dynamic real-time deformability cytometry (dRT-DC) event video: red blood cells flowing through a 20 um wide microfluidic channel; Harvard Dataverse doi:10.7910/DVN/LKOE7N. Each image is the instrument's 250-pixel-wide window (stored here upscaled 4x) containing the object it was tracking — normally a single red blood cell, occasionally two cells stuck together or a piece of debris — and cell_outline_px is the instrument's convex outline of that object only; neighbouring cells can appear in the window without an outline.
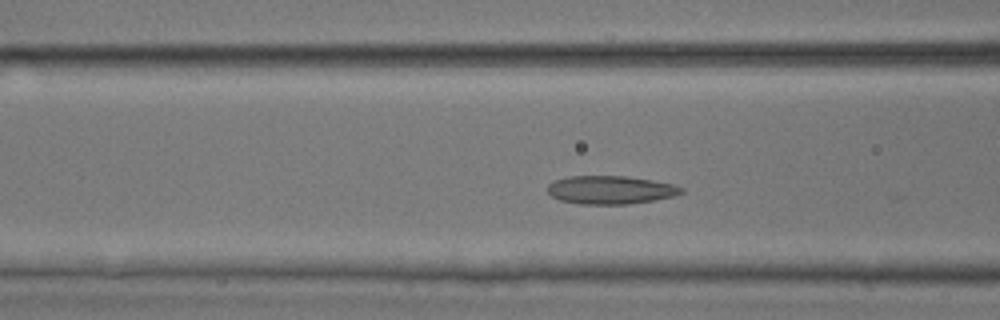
{"species": "common noctule bat (a hibernating species)", "species_latin": "Nyctalus noctula", "temperature_condition": "room temperature", "stored_images_in_passage": 33, "camera_frame_rate_fps": 3000, "um_per_image_px": 0.085, "animal": {"sex": "male", "body_mass_g": 17.9, "forearm_length_mm": 54.2}, "frame": {"image": 1, "passage_image": 13, "time_ms": 4.0, "image_size_px": [1000, 320], "cell_outline_px": [[684, 192], [676, 196], [628, 204], [580, 204], [560, 200], [552, 196], [548, 192], [548, 184], [556, 180], [568, 176], [624, 176], [652, 180], [672, 184], [684, 188]], "centroid_in_image_um": [51.91, 16.14], "position_along_channel_um": 114.7, "area_um2": 21.96}}
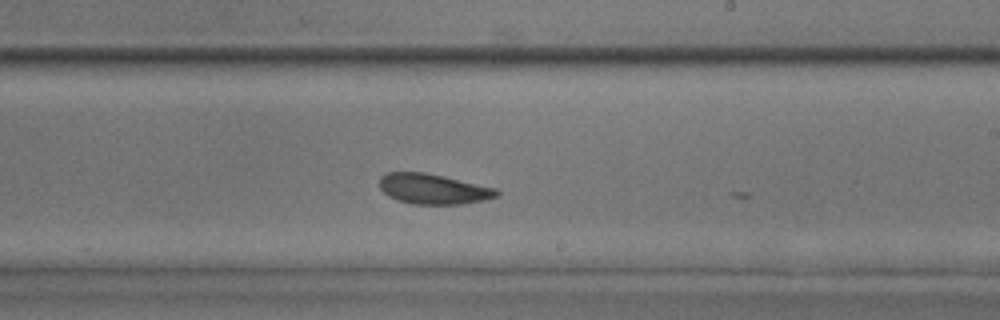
{"frame": {"image": 2, "passage_image": 23, "time_ms": 7.333, "image_size_px": [1000, 320], "cell_outline_px": [[500, 192], [496, 196], [484, 200], [460, 204], [412, 204], [396, 200], [388, 196], [380, 188], [380, 176], [388, 172], [424, 172], [444, 176], [496, 188]], "centroid_in_image_um": [36.8, 16.06], "position_along_channel_um": 252.2, "area_um2": 20.63}}
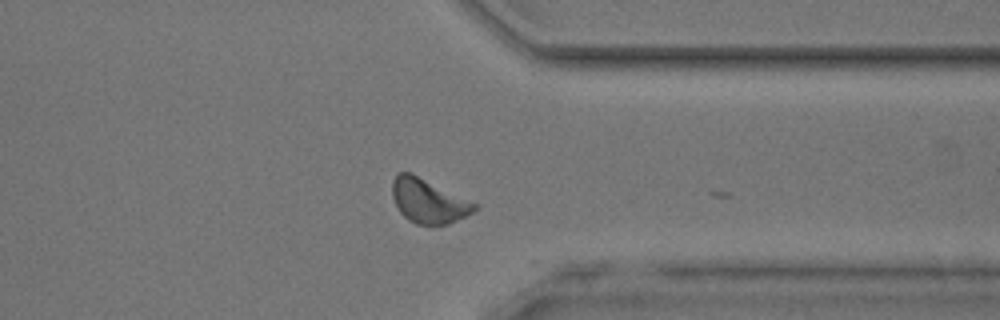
{"frame": {"image": 3, "passage_image": 32, "time_ms": 10.333, "image_size_px": [1000, 320], "cell_outline_px": [[480, 204], [472, 212], [448, 224], [416, 224], [408, 220], [400, 212], [392, 196], [392, 180], [396, 172], [412, 172]], "centroid_in_image_um": [36.41, 17.04], "position_along_channel_um": 375.0, "area_um2": 21.39}, "authors_computed_cell_mechanics": {"area_um2": 21.2704, "velocity_mm_per_s": 4.1485, "shape_relaxation_time_tau1_ms": 2.9213, "shape_relaxation_time_tau2_ms": 1.4419, "deformation_change_tau1": 0.0838, "deformation_change_tau2": 0.065}}